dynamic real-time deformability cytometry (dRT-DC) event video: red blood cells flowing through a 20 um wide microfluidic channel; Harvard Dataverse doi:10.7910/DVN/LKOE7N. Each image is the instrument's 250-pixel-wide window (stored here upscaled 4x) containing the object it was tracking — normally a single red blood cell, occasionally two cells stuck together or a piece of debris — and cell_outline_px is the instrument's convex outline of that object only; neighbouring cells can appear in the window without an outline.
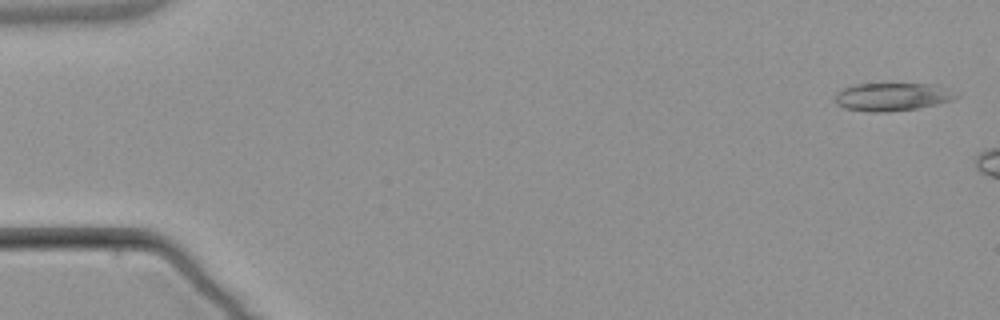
{"species": "common noctule bat (a hibernating species)", "species_latin": "Nyctalus noctula", "temperature_condition": "warm", "stored_images_in_passage": 3, "camera_frame_rate_fps": 3000, "um_per_image_px": 0.085, "animal": {"sex": "male", "body_mass_g": 21.5, "forearm_length_mm": 52.0}, "frame": {"image": 1, "passage_image": 1, "time_ms": 0.0, "image_size_px": [1000, 320], "cell_outline_px": [[960, 96], [952, 100], [936, 104], [916, 108], [888, 112], [868, 112], [844, 108], [836, 104], [836, 92], [844, 88], [856, 84], [936, 84]], "centroid_in_image_um": [75.81, 8.23], "position_along_channel_um": 9.2, "area_um2": 19.59}}